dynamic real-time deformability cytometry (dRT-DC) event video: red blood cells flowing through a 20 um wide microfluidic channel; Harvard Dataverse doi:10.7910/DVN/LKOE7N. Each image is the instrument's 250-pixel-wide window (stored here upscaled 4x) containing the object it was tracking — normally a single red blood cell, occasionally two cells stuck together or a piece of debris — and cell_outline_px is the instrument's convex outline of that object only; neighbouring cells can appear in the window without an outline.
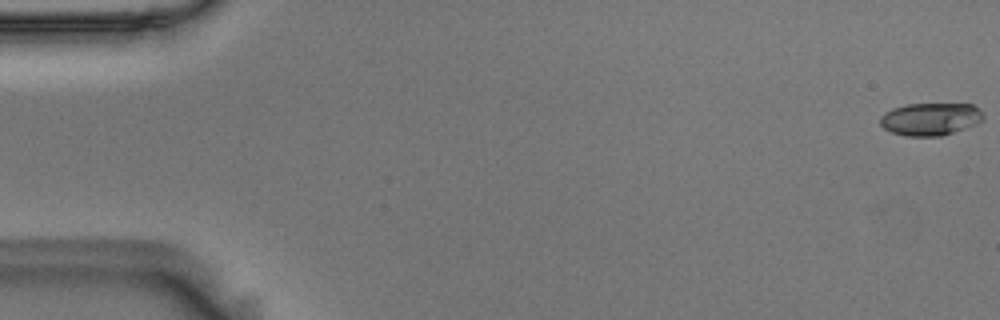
{"species": "Egyptian fruit bat (a non-hibernating species)", "species_latin": "Rousettus aegyptiacus", "temperature_condition": "room temperature", "stored_images_in_passage": 56, "camera_frame_rate_fps": 3000, "um_per_image_px": 0.085, "animal": {"sex": "male"}, "frame": {"image": 1, "passage_image": 1, "time_ms": 0.0, "image_size_px": [1000, 320], "cell_outline_px": [[984, 120], [976, 124], [940, 136], [904, 136], [892, 132], [884, 128], [880, 124], [880, 116], [884, 112], [892, 108], [908, 104], [972, 104], [984, 116]], "centroid_in_image_um": [79.05, 10.12], "position_along_channel_um": 6.0, "area_um2": 19.48}}
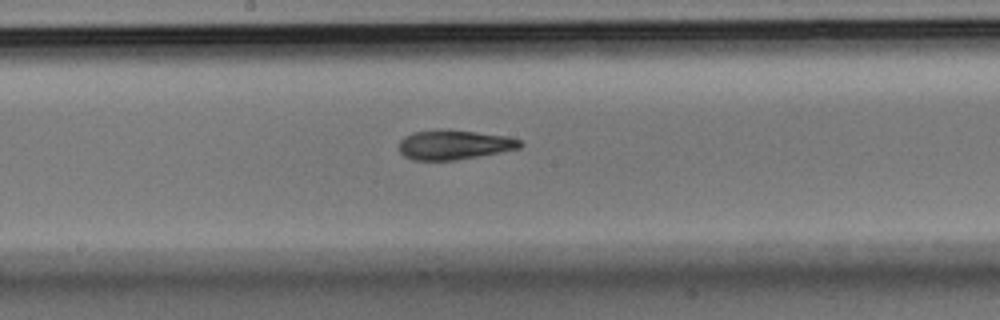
{"frame": {"image": 2, "passage_image": 30, "time_ms": 9.667, "image_size_px": [1000, 320], "cell_outline_px": [[524, 144], [520, 148], [500, 152], [456, 160], [412, 160], [404, 156], [400, 152], [400, 140], [404, 136], [412, 132], [440, 128], [448, 128], [508, 136], [520, 140]], "centroid_in_image_um": [38.59, 12.28], "position_along_channel_um": 209.6, "area_um2": 21.21}}
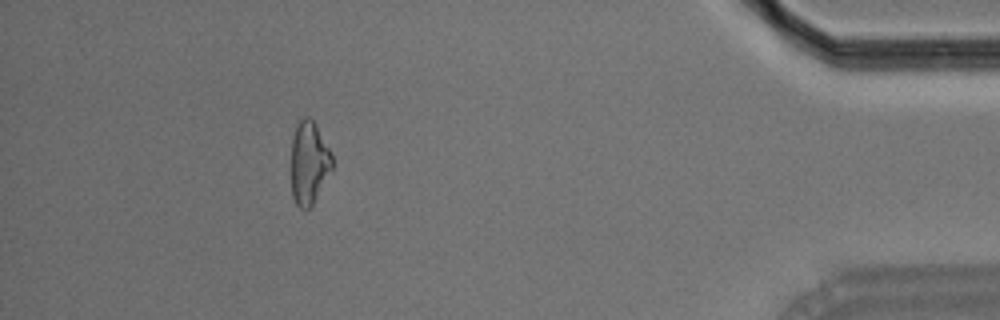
{"frame": {"image": 3, "passage_image": 51, "time_ms": 16.667, "image_size_px": [1000, 320], "cell_outline_px": [[332, 168], [312, 204], [304, 212], [296, 204], [292, 196], [292, 140], [296, 124], [304, 116], [308, 116], [316, 124], [332, 152]], "centroid_in_image_um": [26.26, 13.81], "position_along_channel_um": 408.9, "area_um2": 19.71}, "authors_computed_cell_mechanics": {"area_um2": 20.6346, "velocity_mm_per_s": 3.6171, "shape_relaxation_time_tau1_ms": 3.366, "shape_relaxation_time_tau2_ms": 3.2539, "deformation_change_tau1": 0.1289, "deformation_change_tau2": 0.1249}}